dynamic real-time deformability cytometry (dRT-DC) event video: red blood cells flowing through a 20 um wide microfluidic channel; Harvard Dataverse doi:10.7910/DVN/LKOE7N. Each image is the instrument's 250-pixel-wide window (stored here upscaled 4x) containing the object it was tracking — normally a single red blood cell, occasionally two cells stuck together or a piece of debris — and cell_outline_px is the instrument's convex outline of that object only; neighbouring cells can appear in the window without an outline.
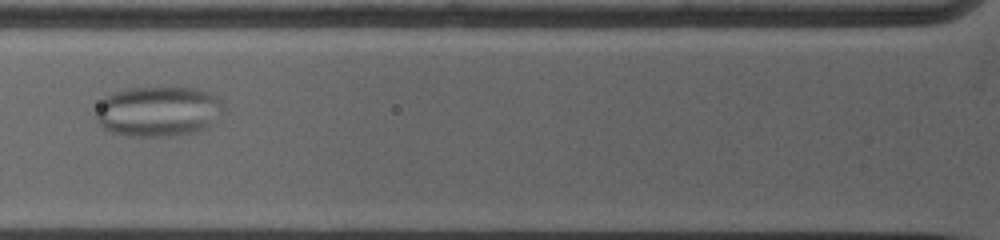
{"species": "common noctule bat (a hibernating species)", "species_latin": "Nyctalus noctula", "temperature_condition": "warm", "stored_images_in_passage": 42, "camera_frame_rate_fps": 5000, "um_per_image_px": 0.085, "animal": {"sex": "female", "body_mass_g": 19.0, "forearm_length_mm": 53.3}, "frame": {"image": 1, "passage_image": 11, "time_ms": 4.0, "image_size_px": [1000, 240], "cell_outline_px": [[224, 104], [208, 124], [204, 128], [192, 132], [172, 136], [128, 136], [112, 132], [104, 128], [96, 120], [96, 112], [104, 96], [112, 92], [128, 88], [196, 88], [208, 92], [216, 96]], "centroid_in_image_um": [13.37, 9.45], "position_along_channel_um": 112.4, "area_um2": 36.76}}